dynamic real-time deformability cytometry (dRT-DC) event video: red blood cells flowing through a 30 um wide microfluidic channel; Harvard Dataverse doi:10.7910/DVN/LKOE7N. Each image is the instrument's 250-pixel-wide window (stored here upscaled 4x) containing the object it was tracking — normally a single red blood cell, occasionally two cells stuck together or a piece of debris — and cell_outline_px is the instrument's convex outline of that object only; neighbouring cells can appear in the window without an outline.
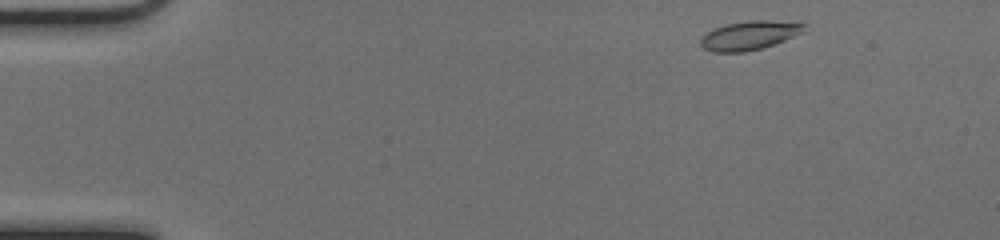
{"species": "common noctule bat (a hibernating species)", "species_latin": "Nyctalus noctula", "temperature_condition": "cold", "stored_images_in_passage": 46, "camera_frame_rate_fps": 3000, "um_per_image_px": 0.085, "animal": {"sex": "female", "body_mass_g": 17.0, "forearm_length_mm": 48.0}, "frame": {"image": 1, "passage_image": 1, "time_ms": 0.0, "image_size_px": [1000, 240], "cell_outline_px": [[808, 24], [804, 32], [784, 40], [760, 48], [744, 52], [712, 52], [704, 48], [700, 44], [700, 36], [716, 28], [728, 24], [748, 20], [768, 20]], "centroid_in_image_um": [63.7, 3.0], "position_along_channel_um": 21.3, "area_um2": 17.28}}
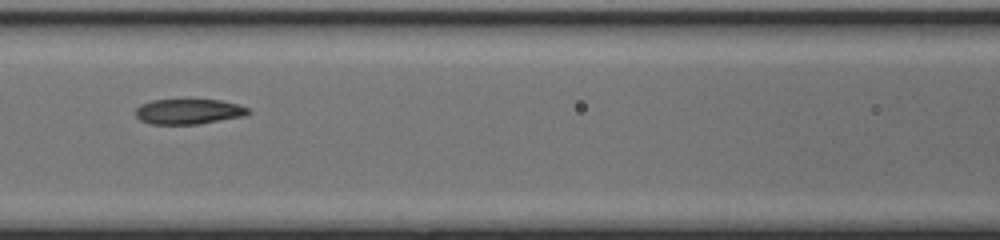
{"frame": {"image": 2, "passage_image": 18, "time_ms": 5.667, "image_size_px": [1000, 240], "cell_outline_px": [[252, 112], [244, 116], [196, 124], [148, 124], [140, 120], [136, 116], [136, 108], [140, 104], [152, 100], [220, 100], [240, 104], [248, 108]], "centroid_in_image_um": [16.03, 9.48], "position_along_channel_um": 150.6, "area_um2": 16.59}}
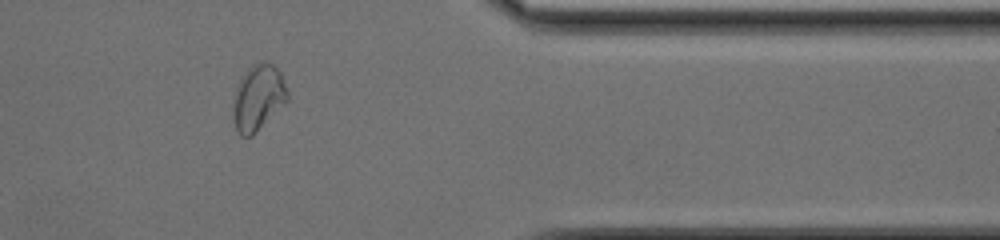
{"frame": {"image": 3, "passage_image": 37, "time_ms": 12.0, "image_size_px": [1000, 240], "cell_outline_px": [[288, 100], [252, 136], [240, 136], [232, 120], [232, 108], [236, 88], [240, 76], [256, 60], [272, 64], [280, 72], [288, 92]], "centroid_in_image_um": [21.91, 8.28], "position_along_channel_um": 389.5, "area_um2": 20.98}, "authors_computed_cell_mechanics": {"area_um2": 17.5423, "velocity_mm_per_s": 4.0473, "shape_relaxation_time_tau1_ms": null, "shape_relaxation_time_tau2_ms": 2.9386, "deformation_change_tau1": null, "deformation_change_tau2": 0.0746}}